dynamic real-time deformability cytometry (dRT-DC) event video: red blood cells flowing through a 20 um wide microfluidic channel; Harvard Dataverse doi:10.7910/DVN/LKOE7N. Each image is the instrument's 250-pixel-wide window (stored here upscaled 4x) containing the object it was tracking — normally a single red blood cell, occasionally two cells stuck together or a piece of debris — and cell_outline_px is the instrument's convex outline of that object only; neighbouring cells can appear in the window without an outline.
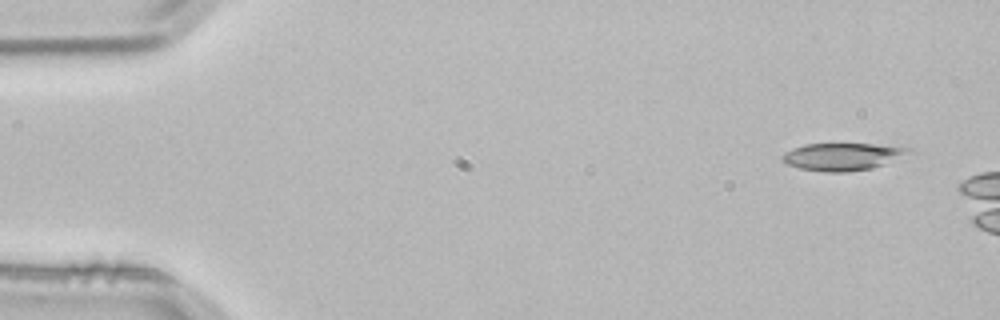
{"species": "common noctule bat (a hibernating species)", "species_latin": "Nyctalus noctula", "temperature_condition": "room temperature", "stored_images_in_passage": 2, "camera_frame_rate_fps": 3000, "um_per_image_px": 0.085, "animal": {"sex": "male", "body_mass_g": 21.5, "forearm_length_mm": 52.0}, "frame": {"image": 1, "passage_image": 1, "time_ms": 0.0, "image_size_px": [1000, 320], "cell_outline_px": [[912, 148], [884, 164], [872, 168], [848, 172], [824, 172], [800, 168], [784, 164], [780, 160], [780, 156], [784, 152], [792, 148], [804, 144], [872, 144]], "centroid_in_image_um": [71.43, 13.32], "position_along_channel_um": 13.6, "area_um2": 19.88}}